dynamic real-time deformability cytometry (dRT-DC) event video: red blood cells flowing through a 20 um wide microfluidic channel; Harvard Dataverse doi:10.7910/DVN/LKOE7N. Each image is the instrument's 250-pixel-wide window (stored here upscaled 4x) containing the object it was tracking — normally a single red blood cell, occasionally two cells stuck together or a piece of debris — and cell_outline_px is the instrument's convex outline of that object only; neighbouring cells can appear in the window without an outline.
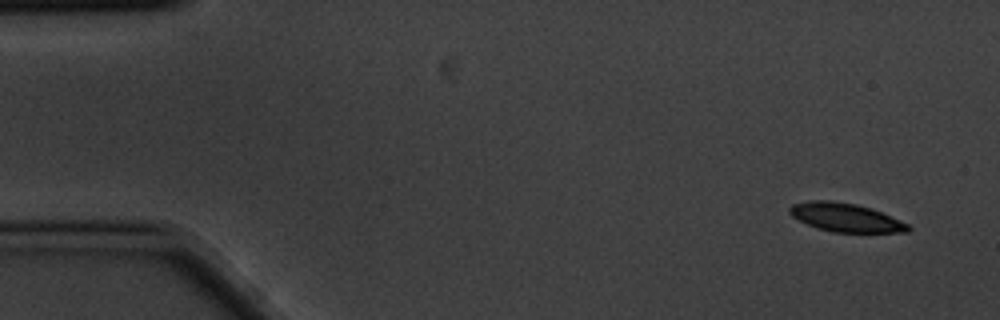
{"species": "common noctule bat (a hibernating species)", "species_latin": "Nyctalus noctula", "temperature_condition": "cold", "stored_images_in_passage": 4, "camera_frame_rate_fps": 3000, "um_per_image_px": 0.085, "animal": {"sex": "male", "body_mass_g": 20.1, "forearm_length_mm": 53.5}, "frame": {"image": 1, "passage_image": 1, "time_ms": 0.0, "image_size_px": [1000, 320], "cell_outline_px": [[912, 228], [908, 232], [832, 232], [808, 224], [792, 216], [788, 212], [788, 208], [792, 204], [812, 200], [828, 200], [856, 204], [872, 208], [908, 224]], "centroid_in_image_um": [71.88, 18.48], "position_along_channel_um": 13.1, "area_um2": 19.54}}
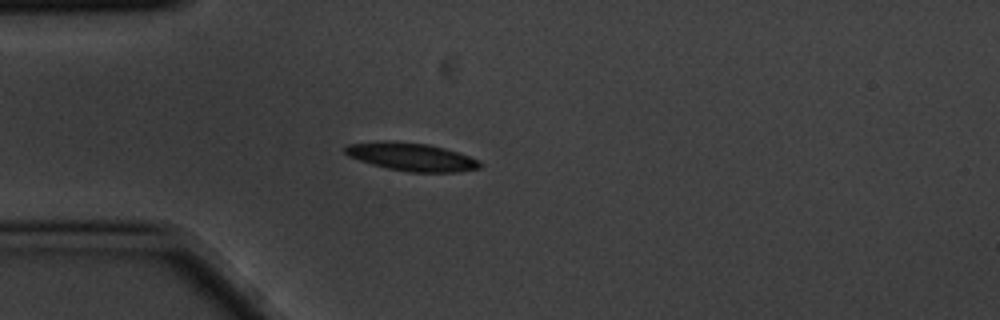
{"frame": {"image": 2, "passage_image": 4, "time_ms": 1.0, "image_size_px": [1000, 320], "cell_outline_px": [[484, 164], [480, 168], [456, 172], [408, 172], [388, 168], [372, 164], [348, 156], [344, 152], [344, 148], [348, 144], [384, 140], [388, 140], [428, 144], [444, 148], [480, 160]], "centroid_in_image_um": [34.98, 13.33], "position_along_channel_um": 50.0, "area_um2": 22.02}}